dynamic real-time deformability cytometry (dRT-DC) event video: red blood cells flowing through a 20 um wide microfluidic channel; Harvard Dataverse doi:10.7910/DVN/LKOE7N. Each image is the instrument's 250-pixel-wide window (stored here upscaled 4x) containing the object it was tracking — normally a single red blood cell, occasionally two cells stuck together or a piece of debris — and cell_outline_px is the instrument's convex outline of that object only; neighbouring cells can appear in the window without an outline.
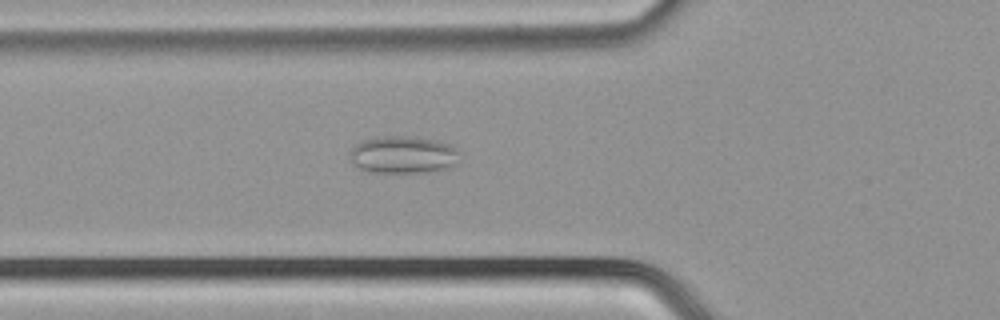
{"species": "common noctule bat (a hibernating species)", "species_latin": "Nyctalus noctula", "temperature_condition": "cold", "stored_images_in_passage": 43, "camera_frame_rate_fps": 3000, "um_per_image_px": 0.085, "animal": {"sex": "male", "body_mass_g": 21.5, "forearm_length_mm": 52.0}, "frame": {"image": 1, "passage_image": 13, "time_ms": 4.0, "image_size_px": [1000, 320], "cell_outline_px": [[456, 152], [452, 164], [448, 168], [428, 172], [368, 172], [352, 164], [348, 152], [356, 144], [364, 140], [384, 136], [404, 136], [432, 140], [448, 144], [456, 148]], "centroid_in_image_um": [34.15, 13.16], "position_along_channel_um": 91.6, "area_um2": 23.35}}